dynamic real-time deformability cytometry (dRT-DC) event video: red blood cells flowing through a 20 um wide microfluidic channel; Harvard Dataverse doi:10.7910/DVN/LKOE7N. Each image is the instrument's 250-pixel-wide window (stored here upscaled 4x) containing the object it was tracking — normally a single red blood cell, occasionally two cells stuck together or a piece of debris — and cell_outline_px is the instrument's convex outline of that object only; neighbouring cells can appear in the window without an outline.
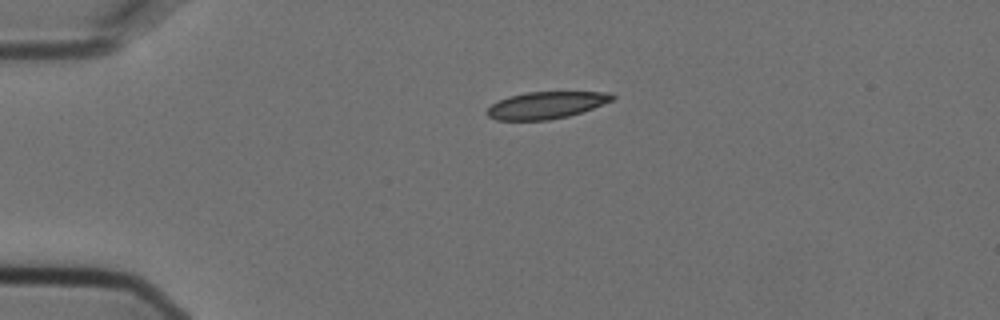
{"species": "Egyptian fruit bat (a non-hibernating species)", "species_latin": "Rousettus aegyptiacus", "temperature_condition": "cold", "stored_images_in_passage": 2, "camera_frame_rate_fps": 3000, "um_per_image_px": 0.085, "animal": {"sex": "female"}, "frame": {"image": 1, "passage_image": 1, "time_ms": 0.0, "image_size_px": [1000, 320], "cell_outline_px": [[616, 96], [612, 100], [592, 108], [568, 116], [548, 120], [496, 120], [488, 116], [484, 112], [492, 104], [508, 96], [524, 92], [612, 92]], "centroid_in_image_um": [46.39, 8.93], "position_along_channel_um": 38.6, "area_um2": 19.65}}